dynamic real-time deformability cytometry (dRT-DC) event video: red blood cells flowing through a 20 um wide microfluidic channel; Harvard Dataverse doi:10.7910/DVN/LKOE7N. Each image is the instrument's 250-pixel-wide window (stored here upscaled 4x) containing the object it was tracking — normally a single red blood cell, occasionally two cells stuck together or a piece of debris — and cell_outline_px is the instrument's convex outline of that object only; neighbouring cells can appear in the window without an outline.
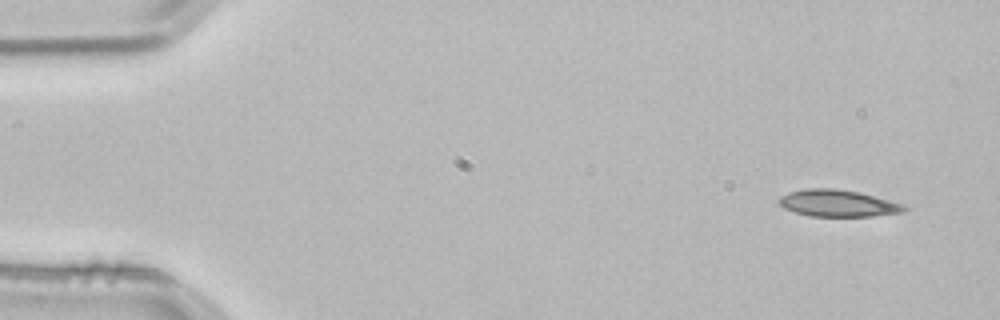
{"species": "common noctule bat (a hibernating species)", "species_latin": "Nyctalus noctula", "temperature_condition": "room temperature", "stored_images_in_passage": 3, "camera_frame_rate_fps": 3000, "um_per_image_px": 0.085, "animal": {"sex": "male", "body_mass_g": 21.5, "forearm_length_mm": 52.0}, "frame": {"image": 1, "passage_image": 1, "time_ms": 0.0, "image_size_px": [1000, 320], "cell_outline_px": [[908, 208], [904, 212], [872, 216], [808, 216], [784, 208], [780, 204], [780, 196], [788, 192], [804, 188], [832, 188], [860, 192], [904, 204]], "centroid_in_image_um": [71.23, 17.27], "position_along_channel_um": 13.8, "area_um2": 19.59}}
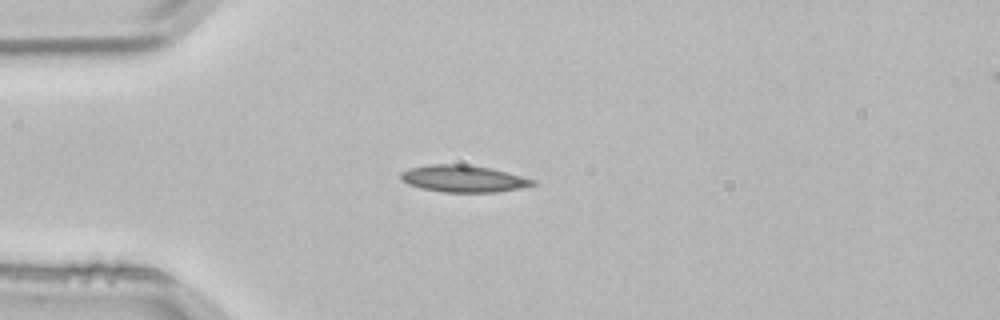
{"frame": {"image": 2, "passage_image": 3, "time_ms": 0.667, "image_size_px": [1000, 320], "cell_outline_px": [[536, 184], [520, 188], [496, 192], [444, 192], [420, 188], [408, 184], [400, 180], [400, 172], [408, 168], [428, 164], [464, 164], [492, 168], [536, 180]], "centroid_in_image_um": [39.35, 15.18], "position_along_channel_um": 45.7, "area_um2": 20.81}}